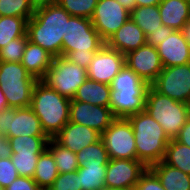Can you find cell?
I'll return each instance as SVG.
<instances>
[{
    "label": "cell",
    "mask_w": 190,
    "mask_h": 190,
    "mask_svg": "<svg viewBox=\"0 0 190 190\" xmlns=\"http://www.w3.org/2000/svg\"><path fill=\"white\" fill-rule=\"evenodd\" d=\"M148 90L115 91L111 90L109 107L116 118H127L145 110Z\"/></svg>",
    "instance_id": "cell-19"
},
{
    "label": "cell",
    "mask_w": 190,
    "mask_h": 190,
    "mask_svg": "<svg viewBox=\"0 0 190 190\" xmlns=\"http://www.w3.org/2000/svg\"><path fill=\"white\" fill-rule=\"evenodd\" d=\"M149 84L126 65L113 78L110 87L115 91L148 90Z\"/></svg>",
    "instance_id": "cell-31"
},
{
    "label": "cell",
    "mask_w": 190,
    "mask_h": 190,
    "mask_svg": "<svg viewBox=\"0 0 190 190\" xmlns=\"http://www.w3.org/2000/svg\"><path fill=\"white\" fill-rule=\"evenodd\" d=\"M104 45L105 41L94 28L91 19L77 16L68 19L61 56L87 69L95 53Z\"/></svg>",
    "instance_id": "cell-2"
},
{
    "label": "cell",
    "mask_w": 190,
    "mask_h": 190,
    "mask_svg": "<svg viewBox=\"0 0 190 190\" xmlns=\"http://www.w3.org/2000/svg\"><path fill=\"white\" fill-rule=\"evenodd\" d=\"M27 31V20L14 16H0V49Z\"/></svg>",
    "instance_id": "cell-30"
},
{
    "label": "cell",
    "mask_w": 190,
    "mask_h": 190,
    "mask_svg": "<svg viewBox=\"0 0 190 190\" xmlns=\"http://www.w3.org/2000/svg\"><path fill=\"white\" fill-rule=\"evenodd\" d=\"M107 165H79L77 173L82 190L105 188Z\"/></svg>",
    "instance_id": "cell-27"
},
{
    "label": "cell",
    "mask_w": 190,
    "mask_h": 190,
    "mask_svg": "<svg viewBox=\"0 0 190 190\" xmlns=\"http://www.w3.org/2000/svg\"><path fill=\"white\" fill-rule=\"evenodd\" d=\"M47 149L53 155L59 174L74 172L79 168L76 153L60 145L54 138H50Z\"/></svg>",
    "instance_id": "cell-28"
},
{
    "label": "cell",
    "mask_w": 190,
    "mask_h": 190,
    "mask_svg": "<svg viewBox=\"0 0 190 190\" xmlns=\"http://www.w3.org/2000/svg\"><path fill=\"white\" fill-rule=\"evenodd\" d=\"M147 167L138 160L110 159L107 164L105 187L133 190Z\"/></svg>",
    "instance_id": "cell-11"
},
{
    "label": "cell",
    "mask_w": 190,
    "mask_h": 190,
    "mask_svg": "<svg viewBox=\"0 0 190 190\" xmlns=\"http://www.w3.org/2000/svg\"><path fill=\"white\" fill-rule=\"evenodd\" d=\"M124 65L125 55L104 45L95 53L86 69L87 78L110 85Z\"/></svg>",
    "instance_id": "cell-13"
},
{
    "label": "cell",
    "mask_w": 190,
    "mask_h": 190,
    "mask_svg": "<svg viewBox=\"0 0 190 190\" xmlns=\"http://www.w3.org/2000/svg\"><path fill=\"white\" fill-rule=\"evenodd\" d=\"M11 146L12 153L41 154L48 145L47 136H18L6 137Z\"/></svg>",
    "instance_id": "cell-29"
},
{
    "label": "cell",
    "mask_w": 190,
    "mask_h": 190,
    "mask_svg": "<svg viewBox=\"0 0 190 190\" xmlns=\"http://www.w3.org/2000/svg\"><path fill=\"white\" fill-rule=\"evenodd\" d=\"M151 86L162 95L190 104V63L163 68Z\"/></svg>",
    "instance_id": "cell-10"
},
{
    "label": "cell",
    "mask_w": 190,
    "mask_h": 190,
    "mask_svg": "<svg viewBox=\"0 0 190 190\" xmlns=\"http://www.w3.org/2000/svg\"><path fill=\"white\" fill-rule=\"evenodd\" d=\"M133 127L137 160L147 168L163 160L170 139L162 126L146 111L127 117Z\"/></svg>",
    "instance_id": "cell-4"
},
{
    "label": "cell",
    "mask_w": 190,
    "mask_h": 190,
    "mask_svg": "<svg viewBox=\"0 0 190 190\" xmlns=\"http://www.w3.org/2000/svg\"><path fill=\"white\" fill-rule=\"evenodd\" d=\"M125 65L149 85L156 80L163 70L156 47L147 44L127 53L125 55Z\"/></svg>",
    "instance_id": "cell-15"
},
{
    "label": "cell",
    "mask_w": 190,
    "mask_h": 190,
    "mask_svg": "<svg viewBox=\"0 0 190 190\" xmlns=\"http://www.w3.org/2000/svg\"><path fill=\"white\" fill-rule=\"evenodd\" d=\"M159 179L165 190H190V175L163 161L149 168Z\"/></svg>",
    "instance_id": "cell-23"
},
{
    "label": "cell",
    "mask_w": 190,
    "mask_h": 190,
    "mask_svg": "<svg viewBox=\"0 0 190 190\" xmlns=\"http://www.w3.org/2000/svg\"><path fill=\"white\" fill-rule=\"evenodd\" d=\"M59 171L51 152L46 148L39 156L33 180L42 190H48L58 177Z\"/></svg>",
    "instance_id": "cell-24"
},
{
    "label": "cell",
    "mask_w": 190,
    "mask_h": 190,
    "mask_svg": "<svg viewBox=\"0 0 190 190\" xmlns=\"http://www.w3.org/2000/svg\"><path fill=\"white\" fill-rule=\"evenodd\" d=\"M28 41L27 35L11 40L0 49V61L21 62Z\"/></svg>",
    "instance_id": "cell-35"
},
{
    "label": "cell",
    "mask_w": 190,
    "mask_h": 190,
    "mask_svg": "<svg viewBox=\"0 0 190 190\" xmlns=\"http://www.w3.org/2000/svg\"><path fill=\"white\" fill-rule=\"evenodd\" d=\"M98 0H57L71 16L91 19Z\"/></svg>",
    "instance_id": "cell-34"
},
{
    "label": "cell",
    "mask_w": 190,
    "mask_h": 190,
    "mask_svg": "<svg viewBox=\"0 0 190 190\" xmlns=\"http://www.w3.org/2000/svg\"><path fill=\"white\" fill-rule=\"evenodd\" d=\"M181 32L183 37L190 44V20L182 27Z\"/></svg>",
    "instance_id": "cell-47"
},
{
    "label": "cell",
    "mask_w": 190,
    "mask_h": 190,
    "mask_svg": "<svg viewBox=\"0 0 190 190\" xmlns=\"http://www.w3.org/2000/svg\"><path fill=\"white\" fill-rule=\"evenodd\" d=\"M130 18L141 28L145 37L163 25L158 5L136 6L131 11Z\"/></svg>",
    "instance_id": "cell-25"
},
{
    "label": "cell",
    "mask_w": 190,
    "mask_h": 190,
    "mask_svg": "<svg viewBox=\"0 0 190 190\" xmlns=\"http://www.w3.org/2000/svg\"><path fill=\"white\" fill-rule=\"evenodd\" d=\"M34 12L30 0H0V16L20 17L28 21Z\"/></svg>",
    "instance_id": "cell-33"
},
{
    "label": "cell",
    "mask_w": 190,
    "mask_h": 190,
    "mask_svg": "<svg viewBox=\"0 0 190 190\" xmlns=\"http://www.w3.org/2000/svg\"><path fill=\"white\" fill-rule=\"evenodd\" d=\"M4 190H42L37 183L29 177L19 176Z\"/></svg>",
    "instance_id": "cell-41"
},
{
    "label": "cell",
    "mask_w": 190,
    "mask_h": 190,
    "mask_svg": "<svg viewBox=\"0 0 190 190\" xmlns=\"http://www.w3.org/2000/svg\"><path fill=\"white\" fill-rule=\"evenodd\" d=\"M39 156L40 154L13 153L11 161L19 176L33 178Z\"/></svg>",
    "instance_id": "cell-36"
},
{
    "label": "cell",
    "mask_w": 190,
    "mask_h": 190,
    "mask_svg": "<svg viewBox=\"0 0 190 190\" xmlns=\"http://www.w3.org/2000/svg\"><path fill=\"white\" fill-rule=\"evenodd\" d=\"M54 56L39 45L27 42L21 64L36 79L41 80L53 62Z\"/></svg>",
    "instance_id": "cell-20"
},
{
    "label": "cell",
    "mask_w": 190,
    "mask_h": 190,
    "mask_svg": "<svg viewBox=\"0 0 190 190\" xmlns=\"http://www.w3.org/2000/svg\"><path fill=\"white\" fill-rule=\"evenodd\" d=\"M34 8L56 3L57 0H30Z\"/></svg>",
    "instance_id": "cell-45"
},
{
    "label": "cell",
    "mask_w": 190,
    "mask_h": 190,
    "mask_svg": "<svg viewBox=\"0 0 190 190\" xmlns=\"http://www.w3.org/2000/svg\"><path fill=\"white\" fill-rule=\"evenodd\" d=\"M87 79V70L64 56L54 57L50 68L41 79L60 95L73 99L77 89Z\"/></svg>",
    "instance_id": "cell-7"
},
{
    "label": "cell",
    "mask_w": 190,
    "mask_h": 190,
    "mask_svg": "<svg viewBox=\"0 0 190 190\" xmlns=\"http://www.w3.org/2000/svg\"><path fill=\"white\" fill-rule=\"evenodd\" d=\"M9 108L6 96L4 95L2 89L0 88V113L5 109Z\"/></svg>",
    "instance_id": "cell-48"
},
{
    "label": "cell",
    "mask_w": 190,
    "mask_h": 190,
    "mask_svg": "<svg viewBox=\"0 0 190 190\" xmlns=\"http://www.w3.org/2000/svg\"><path fill=\"white\" fill-rule=\"evenodd\" d=\"M54 139L60 145L76 153L99 141L101 139V133L93 128L69 121L63 126Z\"/></svg>",
    "instance_id": "cell-17"
},
{
    "label": "cell",
    "mask_w": 190,
    "mask_h": 190,
    "mask_svg": "<svg viewBox=\"0 0 190 190\" xmlns=\"http://www.w3.org/2000/svg\"><path fill=\"white\" fill-rule=\"evenodd\" d=\"M133 190H165L158 177L149 169L141 175Z\"/></svg>",
    "instance_id": "cell-39"
},
{
    "label": "cell",
    "mask_w": 190,
    "mask_h": 190,
    "mask_svg": "<svg viewBox=\"0 0 190 190\" xmlns=\"http://www.w3.org/2000/svg\"><path fill=\"white\" fill-rule=\"evenodd\" d=\"M156 49L163 68L190 63V44L181 30H174Z\"/></svg>",
    "instance_id": "cell-16"
},
{
    "label": "cell",
    "mask_w": 190,
    "mask_h": 190,
    "mask_svg": "<svg viewBox=\"0 0 190 190\" xmlns=\"http://www.w3.org/2000/svg\"><path fill=\"white\" fill-rule=\"evenodd\" d=\"M115 119L110 107L92 105L72 99L70 101V122L85 125L102 134Z\"/></svg>",
    "instance_id": "cell-14"
},
{
    "label": "cell",
    "mask_w": 190,
    "mask_h": 190,
    "mask_svg": "<svg viewBox=\"0 0 190 190\" xmlns=\"http://www.w3.org/2000/svg\"><path fill=\"white\" fill-rule=\"evenodd\" d=\"M178 142L190 147V117L185 125L180 129L178 136L175 138Z\"/></svg>",
    "instance_id": "cell-42"
},
{
    "label": "cell",
    "mask_w": 190,
    "mask_h": 190,
    "mask_svg": "<svg viewBox=\"0 0 190 190\" xmlns=\"http://www.w3.org/2000/svg\"><path fill=\"white\" fill-rule=\"evenodd\" d=\"M110 94L111 87L109 84L87 78L77 89L72 100L109 107Z\"/></svg>",
    "instance_id": "cell-22"
},
{
    "label": "cell",
    "mask_w": 190,
    "mask_h": 190,
    "mask_svg": "<svg viewBox=\"0 0 190 190\" xmlns=\"http://www.w3.org/2000/svg\"><path fill=\"white\" fill-rule=\"evenodd\" d=\"M119 2L125 9L131 12L136 7L135 0H116Z\"/></svg>",
    "instance_id": "cell-44"
},
{
    "label": "cell",
    "mask_w": 190,
    "mask_h": 190,
    "mask_svg": "<svg viewBox=\"0 0 190 190\" xmlns=\"http://www.w3.org/2000/svg\"><path fill=\"white\" fill-rule=\"evenodd\" d=\"M158 6L162 24L174 30L190 20V0H162Z\"/></svg>",
    "instance_id": "cell-21"
},
{
    "label": "cell",
    "mask_w": 190,
    "mask_h": 190,
    "mask_svg": "<svg viewBox=\"0 0 190 190\" xmlns=\"http://www.w3.org/2000/svg\"><path fill=\"white\" fill-rule=\"evenodd\" d=\"M37 81L20 62L0 61V88L6 96L8 107H30Z\"/></svg>",
    "instance_id": "cell-6"
},
{
    "label": "cell",
    "mask_w": 190,
    "mask_h": 190,
    "mask_svg": "<svg viewBox=\"0 0 190 190\" xmlns=\"http://www.w3.org/2000/svg\"><path fill=\"white\" fill-rule=\"evenodd\" d=\"M146 44V37L141 28L129 18L110 38L105 45L123 55L137 50Z\"/></svg>",
    "instance_id": "cell-18"
},
{
    "label": "cell",
    "mask_w": 190,
    "mask_h": 190,
    "mask_svg": "<svg viewBox=\"0 0 190 190\" xmlns=\"http://www.w3.org/2000/svg\"><path fill=\"white\" fill-rule=\"evenodd\" d=\"M71 15L57 2L35 8L27 21L28 40L47 50L54 57L61 56L63 35Z\"/></svg>",
    "instance_id": "cell-1"
},
{
    "label": "cell",
    "mask_w": 190,
    "mask_h": 190,
    "mask_svg": "<svg viewBox=\"0 0 190 190\" xmlns=\"http://www.w3.org/2000/svg\"><path fill=\"white\" fill-rule=\"evenodd\" d=\"M48 190H82L77 171L58 174Z\"/></svg>",
    "instance_id": "cell-37"
},
{
    "label": "cell",
    "mask_w": 190,
    "mask_h": 190,
    "mask_svg": "<svg viewBox=\"0 0 190 190\" xmlns=\"http://www.w3.org/2000/svg\"><path fill=\"white\" fill-rule=\"evenodd\" d=\"M162 161L190 175V147L176 139H170Z\"/></svg>",
    "instance_id": "cell-26"
},
{
    "label": "cell",
    "mask_w": 190,
    "mask_h": 190,
    "mask_svg": "<svg viewBox=\"0 0 190 190\" xmlns=\"http://www.w3.org/2000/svg\"><path fill=\"white\" fill-rule=\"evenodd\" d=\"M18 177L19 174L11 161V157L0 158V186L5 189Z\"/></svg>",
    "instance_id": "cell-38"
},
{
    "label": "cell",
    "mask_w": 190,
    "mask_h": 190,
    "mask_svg": "<svg viewBox=\"0 0 190 190\" xmlns=\"http://www.w3.org/2000/svg\"><path fill=\"white\" fill-rule=\"evenodd\" d=\"M130 14L116 0H98L91 21L106 42L130 18Z\"/></svg>",
    "instance_id": "cell-12"
},
{
    "label": "cell",
    "mask_w": 190,
    "mask_h": 190,
    "mask_svg": "<svg viewBox=\"0 0 190 190\" xmlns=\"http://www.w3.org/2000/svg\"><path fill=\"white\" fill-rule=\"evenodd\" d=\"M71 99L38 80L34 86L30 108L40 120L46 136L54 138L70 119Z\"/></svg>",
    "instance_id": "cell-3"
},
{
    "label": "cell",
    "mask_w": 190,
    "mask_h": 190,
    "mask_svg": "<svg viewBox=\"0 0 190 190\" xmlns=\"http://www.w3.org/2000/svg\"><path fill=\"white\" fill-rule=\"evenodd\" d=\"M0 135L5 137L46 136L30 107L7 108L0 113Z\"/></svg>",
    "instance_id": "cell-9"
},
{
    "label": "cell",
    "mask_w": 190,
    "mask_h": 190,
    "mask_svg": "<svg viewBox=\"0 0 190 190\" xmlns=\"http://www.w3.org/2000/svg\"><path fill=\"white\" fill-rule=\"evenodd\" d=\"M136 6L159 5L162 0H135Z\"/></svg>",
    "instance_id": "cell-46"
},
{
    "label": "cell",
    "mask_w": 190,
    "mask_h": 190,
    "mask_svg": "<svg viewBox=\"0 0 190 190\" xmlns=\"http://www.w3.org/2000/svg\"><path fill=\"white\" fill-rule=\"evenodd\" d=\"M79 165H107L110 158L102 139L76 152Z\"/></svg>",
    "instance_id": "cell-32"
},
{
    "label": "cell",
    "mask_w": 190,
    "mask_h": 190,
    "mask_svg": "<svg viewBox=\"0 0 190 190\" xmlns=\"http://www.w3.org/2000/svg\"><path fill=\"white\" fill-rule=\"evenodd\" d=\"M101 190H116V189H113V188H104V189H101Z\"/></svg>",
    "instance_id": "cell-49"
},
{
    "label": "cell",
    "mask_w": 190,
    "mask_h": 190,
    "mask_svg": "<svg viewBox=\"0 0 190 190\" xmlns=\"http://www.w3.org/2000/svg\"><path fill=\"white\" fill-rule=\"evenodd\" d=\"M145 110L162 126L169 139L178 136L190 117V104L162 95L151 85L146 94Z\"/></svg>",
    "instance_id": "cell-5"
},
{
    "label": "cell",
    "mask_w": 190,
    "mask_h": 190,
    "mask_svg": "<svg viewBox=\"0 0 190 190\" xmlns=\"http://www.w3.org/2000/svg\"><path fill=\"white\" fill-rule=\"evenodd\" d=\"M173 31V28L162 25L156 31H151V34L146 37V44L156 47L160 43H162V41L165 40L168 36H170Z\"/></svg>",
    "instance_id": "cell-40"
},
{
    "label": "cell",
    "mask_w": 190,
    "mask_h": 190,
    "mask_svg": "<svg viewBox=\"0 0 190 190\" xmlns=\"http://www.w3.org/2000/svg\"><path fill=\"white\" fill-rule=\"evenodd\" d=\"M12 155L13 153L9 140L5 136L0 135V158L6 159L11 157Z\"/></svg>",
    "instance_id": "cell-43"
},
{
    "label": "cell",
    "mask_w": 190,
    "mask_h": 190,
    "mask_svg": "<svg viewBox=\"0 0 190 190\" xmlns=\"http://www.w3.org/2000/svg\"><path fill=\"white\" fill-rule=\"evenodd\" d=\"M110 159L137 160L133 127L127 118H116L101 134Z\"/></svg>",
    "instance_id": "cell-8"
}]
</instances>
